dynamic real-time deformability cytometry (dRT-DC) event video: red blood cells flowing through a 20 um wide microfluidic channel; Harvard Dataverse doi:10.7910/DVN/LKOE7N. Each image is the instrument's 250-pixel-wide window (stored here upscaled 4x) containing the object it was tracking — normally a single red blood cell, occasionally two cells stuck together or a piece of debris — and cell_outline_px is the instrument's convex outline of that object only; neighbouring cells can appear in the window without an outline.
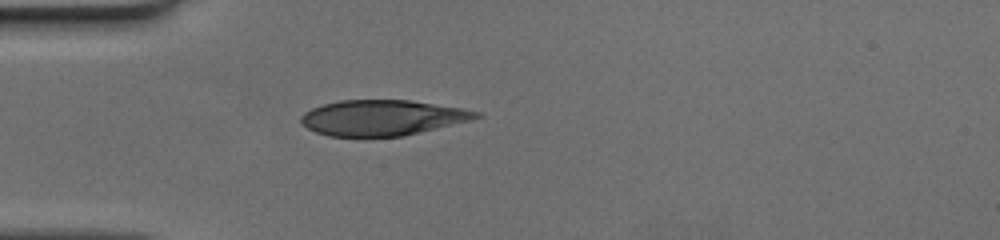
{"species": "human", "species_latin": "Homo sapiens", "temperature_condition": "cold", "stored_images_in_passage": 36, "camera_frame_rate_fps": 3000, "um_per_image_px": 0.085, "donor": {"sex": "female"}, "frame": {"image": 1, "passage_image": 1, "time_ms": 0.0, "image_size_px": [1000, 240], "cell_outline_px": [[484, 112], [480, 116], [468, 120], [404, 136], [328, 136], [316, 132], [300, 124], [300, 116], [304, 112], [312, 108], [324, 104], [340, 100], [408, 100], [464, 108]], "centroid_in_image_um": [32.46, 10.0], "position_along_channel_um": 52.5, "area_um2": 36.07}}
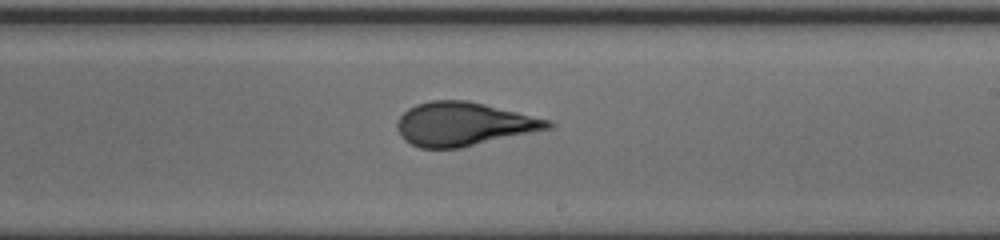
{"frame": {"image": 2, "passage_image": 16, "time_ms": 5.0, "image_size_px": [1000, 240], "cell_outline_px": [[556, 124], [552, 128], [460, 148], [420, 148], [404, 140], [400, 136], [396, 128], [396, 124], [400, 116], [408, 108], [416, 104], [432, 100], [468, 100], [552, 120]], "centroid_in_image_um": [39.41, 10.54], "position_along_channel_um": 249.6, "area_um2": 38.44}}
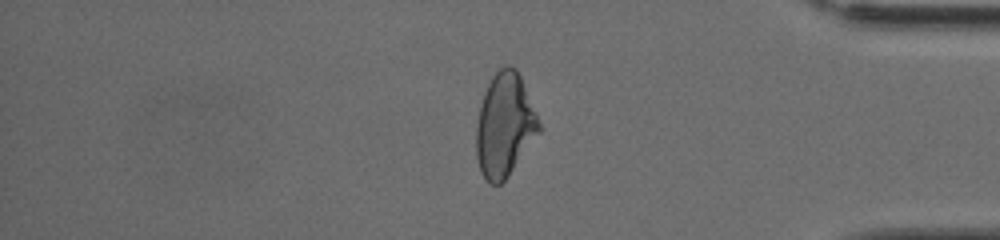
{"frame": {"image": 3, "passage_image": 28, "time_ms": 9.0, "image_size_px": [1000, 240], "cell_outline_px": [[540, 132], [508, 176], [500, 184], [488, 184], [480, 172], [476, 156], [476, 124], [484, 92], [492, 76], [504, 64], [508, 64], [516, 68], [520, 76], [536, 112], [540, 124]], "centroid_in_image_um": [42.88, 10.64], "position_along_channel_um": 392.3, "area_um2": 37.8}}